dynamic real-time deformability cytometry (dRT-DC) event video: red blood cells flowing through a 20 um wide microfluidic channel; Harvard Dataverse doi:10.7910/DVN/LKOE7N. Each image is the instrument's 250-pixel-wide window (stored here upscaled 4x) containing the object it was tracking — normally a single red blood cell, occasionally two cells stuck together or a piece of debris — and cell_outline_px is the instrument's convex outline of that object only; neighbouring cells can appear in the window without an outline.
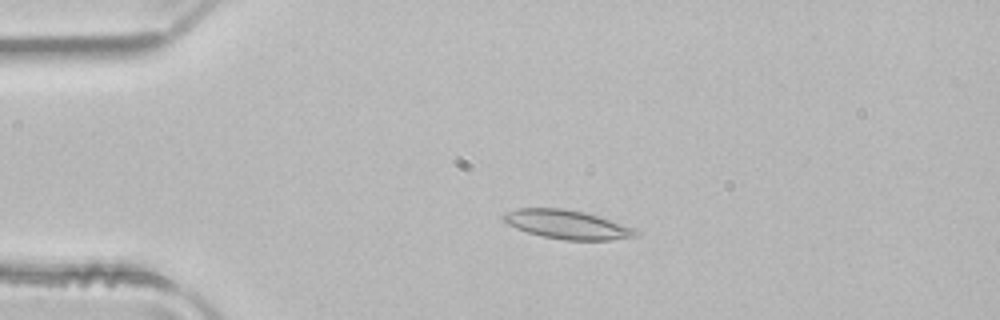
{"species": "common noctule bat (a hibernating species)", "species_latin": "Nyctalus noctula", "temperature_condition": "room temperature", "stored_images_in_passage": 2, "camera_frame_rate_fps": 3000, "um_per_image_px": 0.085, "animal": {"sex": "male", "body_mass_g": 21.5, "forearm_length_mm": 52.0}, "frame": {"image": 1, "passage_image": 2, "time_ms": 0.333, "image_size_px": [1000, 320], "cell_outline_px": [[640, 236], [612, 240], [564, 240], [544, 236], [528, 232], [516, 228], [508, 224], [500, 216], [516, 208], [560, 208], [584, 212], [632, 228], [640, 232]], "centroid_in_image_um": [48.2, 19.09], "position_along_channel_um": 36.8, "area_um2": 21.91}}